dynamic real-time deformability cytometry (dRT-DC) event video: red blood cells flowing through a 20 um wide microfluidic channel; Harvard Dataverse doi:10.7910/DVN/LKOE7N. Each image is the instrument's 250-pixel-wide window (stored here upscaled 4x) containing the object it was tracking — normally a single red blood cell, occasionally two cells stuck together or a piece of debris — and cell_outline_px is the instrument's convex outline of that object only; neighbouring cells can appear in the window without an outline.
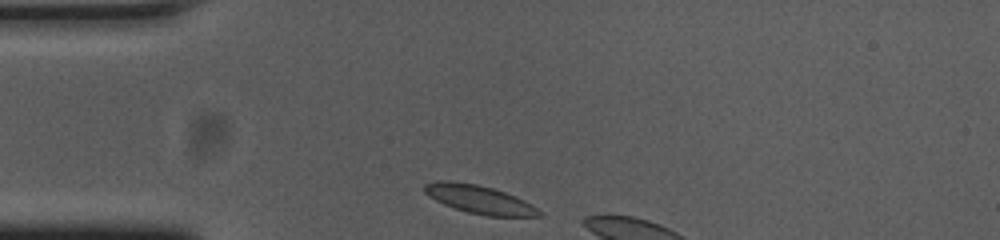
{"species": "common noctule bat (a hibernating species)", "species_latin": "Nyctalus noctula", "temperature_condition": "cold", "stored_images_in_passage": 4, "camera_frame_rate_fps": 3000, "um_per_image_px": 0.085, "animal": {"sex": "female", "body_mass_g": 23.0, "forearm_length_mm": 53.4}, "frame": {"image": 1, "passage_image": 1, "time_ms": 0.0, "image_size_px": [1000, 240], "cell_outline_px": [[544, 216], [484, 216], [468, 212], [444, 204], [428, 196], [424, 192], [424, 184], [436, 180], [448, 180], [476, 184], [492, 188], [516, 196], [532, 204], [544, 212]], "centroid_in_image_um": [40.77, 16.95], "position_along_channel_um": 44.2, "area_um2": 19.02}}